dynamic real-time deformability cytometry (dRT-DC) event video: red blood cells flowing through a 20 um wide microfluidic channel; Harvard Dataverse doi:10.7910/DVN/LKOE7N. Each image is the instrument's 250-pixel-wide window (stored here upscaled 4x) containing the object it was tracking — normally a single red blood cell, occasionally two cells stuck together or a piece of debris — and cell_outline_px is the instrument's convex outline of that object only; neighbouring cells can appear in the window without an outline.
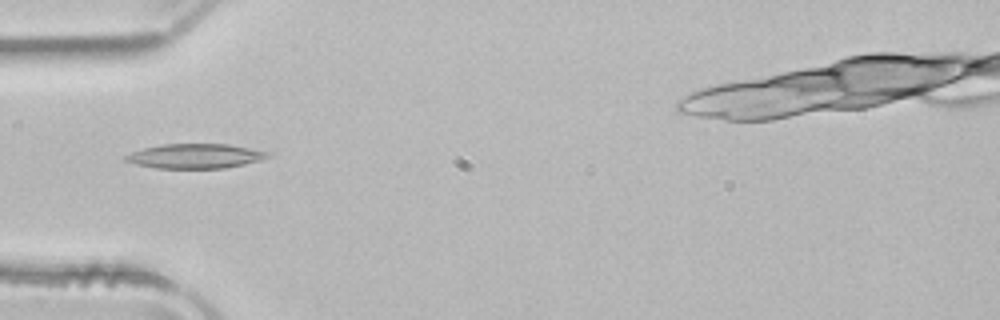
{"species": "common noctule bat (a hibernating species)", "species_latin": "Nyctalus noctula", "temperature_condition": "room temperature", "stored_images_in_passage": 48, "camera_frame_rate_fps": 3000, "um_per_image_px": 0.085, "animal": {"sex": "male", "body_mass_g": 21.5, "forearm_length_mm": 52.0}, "frame": {"image": 1, "passage_image": 16, "time_ms": 5.0, "image_size_px": [1000, 320], "cell_outline_px": [[272, 156], [264, 160], [224, 168], [156, 168], [136, 164], [124, 160], [124, 156], [132, 152], [144, 148], [164, 144], [228, 144], [268, 152]], "centroid_in_image_um": [16.62, 13.27], "position_along_channel_um": 68.4, "area_um2": 20.29}}
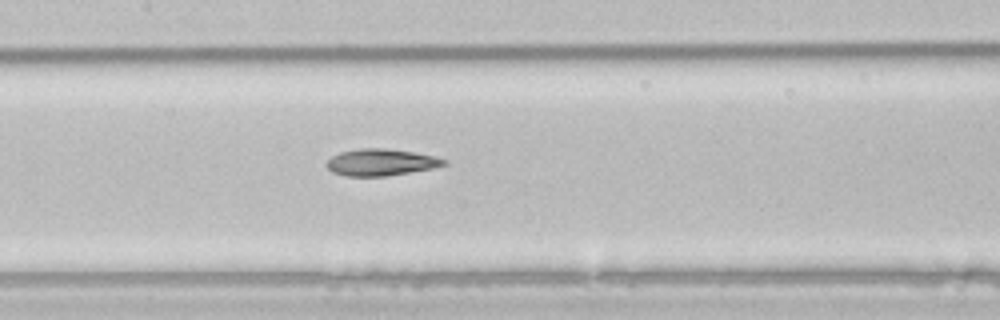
{"frame": {"image": 2, "passage_image": 24, "time_ms": 7.667, "image_size_px": [1000, 320], "cell_outline_px": [[448, 164], [432, 168], [388, 176], [344, 176], [332, 172], [324, 164], [332, 156], [340, 152], [360, 148], [384, 148], [412, 152], [432, 156], [448, 160]], "centroid_in_image_um": [32.35, 13.8], "position_along_channel_um": 175.1, "area_um2": 18.26}}
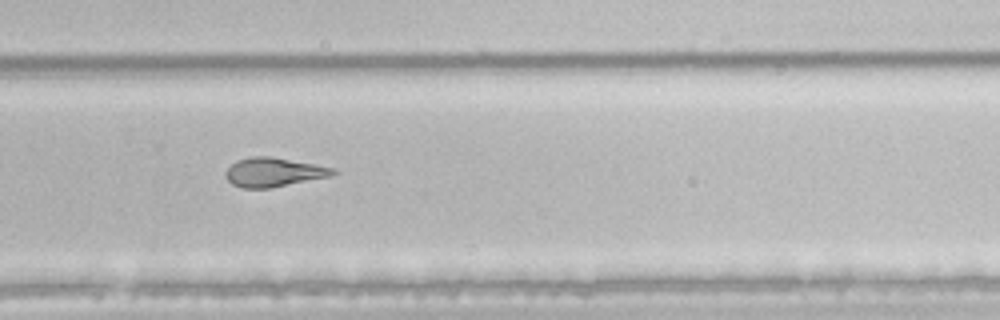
{"frame": {"image": 3, "passage_image": 34, "time_ms": 11.0, "image_size_px": [1000, 320], "cell_outline_px": [[340, 172], [328, 176], [272, 188], [244, 188], [232, 184], [224, 176], [224, 172], [236, 160], [252, 156], [272, 156], [336, 168]], "centroid_in_image_um": [23.25, 14.63], "position_along_channel_um": 306.5, "area_um2": 18.26}}